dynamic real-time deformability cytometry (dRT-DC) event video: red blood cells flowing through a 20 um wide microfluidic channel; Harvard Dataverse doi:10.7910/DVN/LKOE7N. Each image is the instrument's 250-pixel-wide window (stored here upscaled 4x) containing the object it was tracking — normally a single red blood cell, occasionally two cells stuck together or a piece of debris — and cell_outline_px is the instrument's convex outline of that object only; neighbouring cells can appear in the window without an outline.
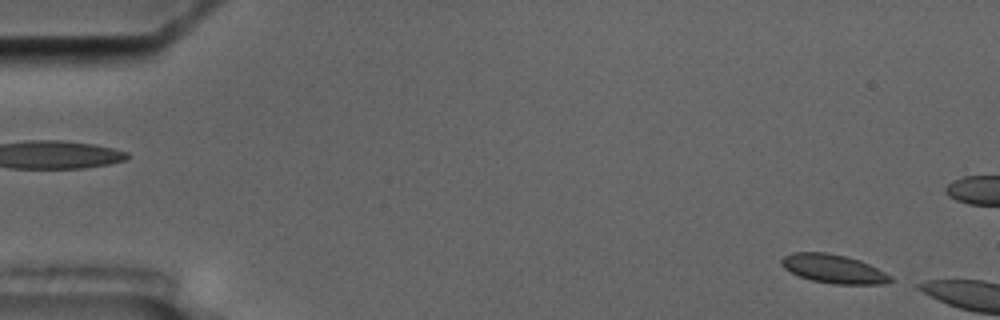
{"species": "common noctule bat (a hibernating species)", "species_latin": "Nyctalus noctula", "temperature_condition": "cold", "stored_images_in_passage": 5, "camera_frame_rate_fps": 3000, "um_per_image_px": 0.085, "animal": {"sex": "male", "body_mass_g": 17.5, "forearm_length_mm": 52.3}, "frame": {"image": 1, "passage_image": 5, "time_ms": 5.333, "image_size_px": [1000, 320], "cell_outline_px": [[892, 280], [884, 284], [832, 284], [812, 280], [800, 276], [784, 268], [780, 264], [780, 260], [784, 256], [792, 252], [824, 252], [844, 256], [860, 260], [892, 276]], "centroid_in_image_um": [70.83, 22.85], "position_along_channel_um": 14.2, "area_um2": 18.09}}